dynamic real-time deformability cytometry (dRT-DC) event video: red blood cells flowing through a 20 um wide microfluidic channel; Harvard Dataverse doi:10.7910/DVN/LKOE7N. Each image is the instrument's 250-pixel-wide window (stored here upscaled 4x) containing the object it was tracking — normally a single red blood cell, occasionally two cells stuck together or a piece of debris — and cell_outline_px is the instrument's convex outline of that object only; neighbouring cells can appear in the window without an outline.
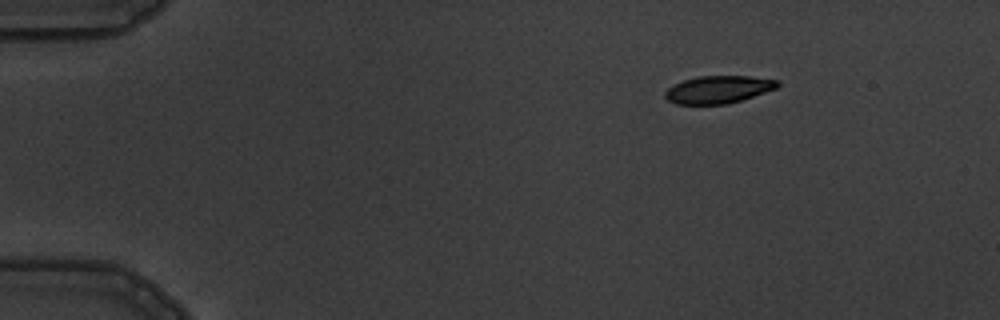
{"species": "common noctule bat (a hibernating species)", "species_latin": "Nyctalus noctula", "temperature_condition": "warm", "stored_images_in_passage": 5, "camera_frame_rate_fps": 3000, "um_per_image_px": 0.085, "animal": {"sex": "male", "body_mass_g": 19.5, "forearm_length_mm": 54.6}, "frame": {"image": 1, "passage_image": 1, "time_ms": 0.0, "image_size_px": [1000, 320], "cell_outline_px": [[780, 84], [776, 88], [728, 104], [676, 104], [668, 100], [664, 96], [664, 92], [672, 84], [696, 76], [748, 76], [780, 80]], "centroid_in_image_um": [61.02, 7.6], "position_along_channel_um": 24.0, "area_um2": 18.03}}
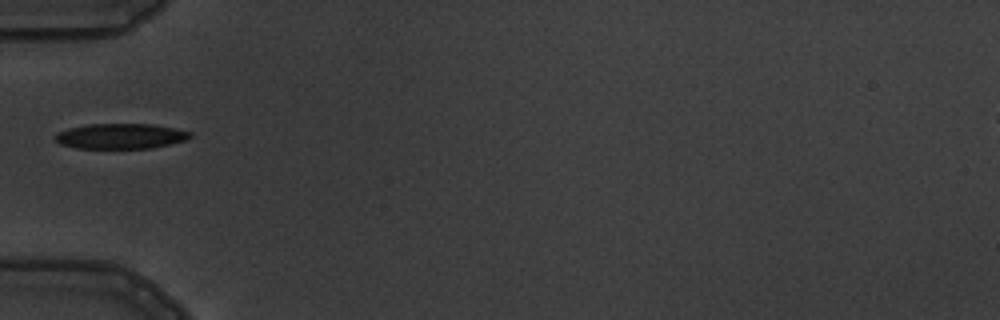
{"frame": {"image": 2, "passage_image": 4, "time_ms": 3.667, "image_size_px": [1000, 320], "cell_outline_px": [[192, 136], [184, 140], [152, 148], [76, 148], [60, 144], [52, 136], [56, 132], [68, 128], [88, 124], [152, 124], [192, 132]], "centroid_in_image_um": [10.19, 11.57], "position_along_channel_um": 74.8, "area_um2": 19.83}}